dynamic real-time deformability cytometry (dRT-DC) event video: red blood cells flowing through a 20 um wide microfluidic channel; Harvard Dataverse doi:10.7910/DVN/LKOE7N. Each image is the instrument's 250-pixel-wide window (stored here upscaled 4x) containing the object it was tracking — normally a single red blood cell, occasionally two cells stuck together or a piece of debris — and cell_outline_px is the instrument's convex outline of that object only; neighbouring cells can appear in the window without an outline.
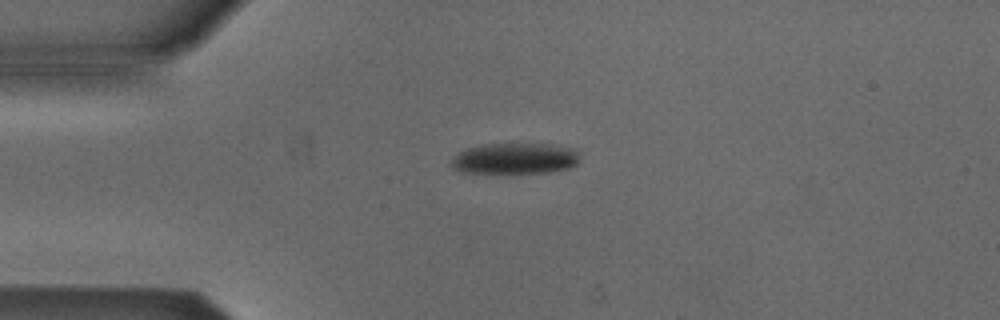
{"species": "Egyptian fruit bat (a non-hibernating species)", "species_latin": "Rousettus aegyptiacus", "temperature_condition": "cold", "stored_images_in_passage": 6, "camera_frame_rate_fps": 3000, "um_per_image_px": 0.085, "animal": {"sex": "male"}, "frame": {"image": 1, "passage_image": 2, "time_ms": 1.0, "image_size_px": [1000, 320], "cell_outline_px": [[576, 164], [568, 168], [548, 172], [460, 172], [452, 168], [448, 164], [452, 156], [468, 148], [484, 144], [552, 144], [572, 148], [576, 152]], "centroid_in_image_um": [43.68, 13.46], "position_along_channel_um": 41.3, "area_um2": 22.89}}
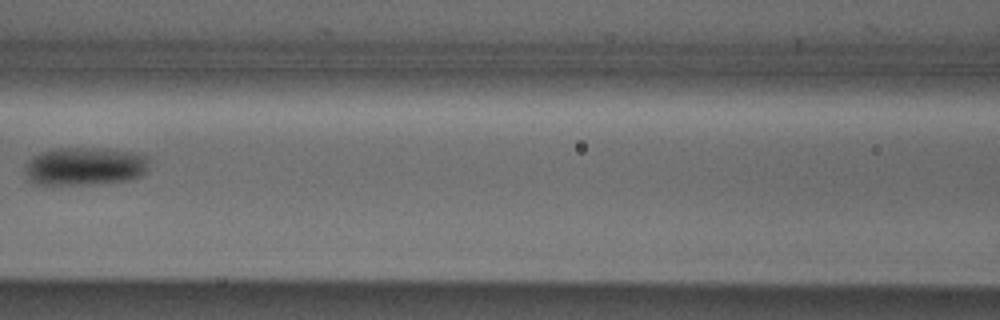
{"frame": {"image": 2, "passage_image": 5, "time_ms": 4.667, "image_size_px": [1000, 320], "cell_outline_px": [[148, 164], [144, 172], [140, 176], [128, 180], [88, 184], [36, 184], [28, 180], [28, 164], [32, 156], [40, 152], [56, 148], [108, 148], [144, 152], [148, 156]], "centroid_in_image_um": [7.29, 14.1], "position_along_channel_um": 159.3, "area_um2": 27.63}}
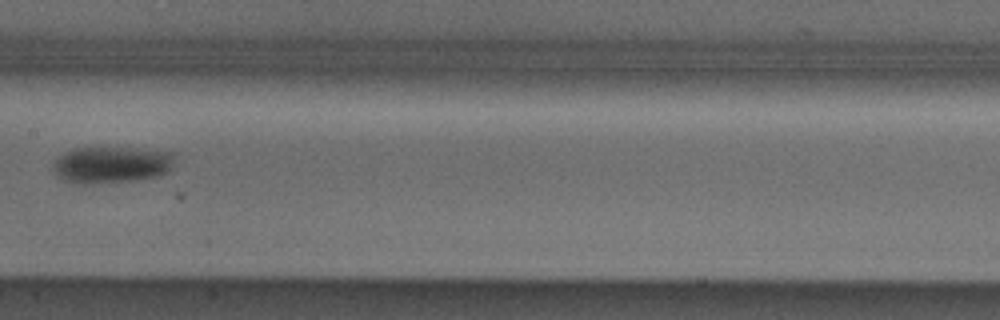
{"frame": {"image": 3, "passage_image": 6, "time_ms": 5.667, "image_size_px": [1000, 320], "cell_outline_px": [[176, 152], [172, 164], [160, 176], [136, 180], [84, 184], [64, 180], [52, 168], [52, 164], [64, 152], [72, 148], [136, 148]], "centroid_in_image_um": [9.49, 13.99], "position_along_channel_um": 197.9, "area_um2": 25.78}}